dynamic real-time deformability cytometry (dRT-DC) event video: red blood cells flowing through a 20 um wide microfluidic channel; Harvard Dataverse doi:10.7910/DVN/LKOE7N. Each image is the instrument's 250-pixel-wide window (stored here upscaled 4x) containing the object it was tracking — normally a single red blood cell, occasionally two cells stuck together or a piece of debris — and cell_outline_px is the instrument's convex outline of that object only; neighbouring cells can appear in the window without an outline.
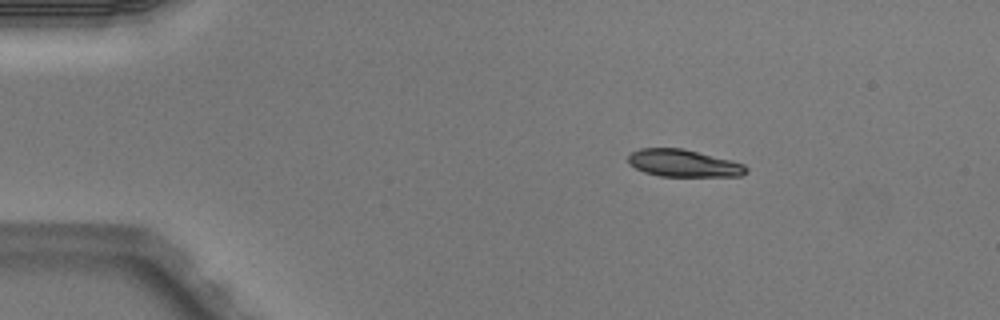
{"species": "Egyptian fruit bat (a non-hibernating species)", "species_latin": "Rousettus aegyptiacus", "temperature_condition": "warm", "stored_images_in_passage": 3, "camera_frame_rate_fps": 3000, "um_per_image_px": 0.085, "animal": {"sex": "male"}, "frame": {"image": 1, "passage_image": 1, "time_ms": 0.0, "image_size_px": [1000, 320], "cell_outline_px": [[748, 172], [740, 176], [660, 176], [644, 172], [628, 164], [628, 156], [632, 152], [640, 148], [684, 148], [732, 160], [744, 164], [748, 168]], "centroid_in_image_um": [58.11, 13.87], "position_along_channel_um": 26.9, "area_um2": 18.9}}
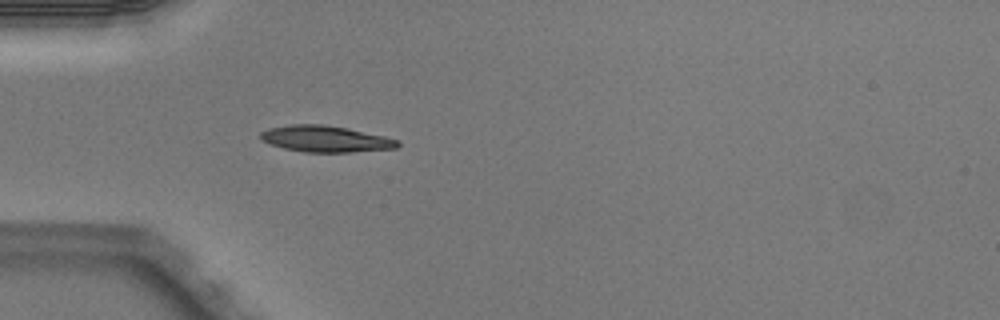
{"frame": {"image": 2, "passage_image": 3, "time_ms": 0.667, "image_size_px": [1000, 320], "cell_outline_px": [[400, 144], [396, 148], [352, 152], [304, 152], [284, 148], [260, 140], [260, 132], [268, 128], [292, 124], [324, 124], [348, 128], [384, 136], [400, 140]], "centroid_in_image_um": [27.67, 11.8], "position_along_channel_um": 57.3, "area_um2": 21.1}}